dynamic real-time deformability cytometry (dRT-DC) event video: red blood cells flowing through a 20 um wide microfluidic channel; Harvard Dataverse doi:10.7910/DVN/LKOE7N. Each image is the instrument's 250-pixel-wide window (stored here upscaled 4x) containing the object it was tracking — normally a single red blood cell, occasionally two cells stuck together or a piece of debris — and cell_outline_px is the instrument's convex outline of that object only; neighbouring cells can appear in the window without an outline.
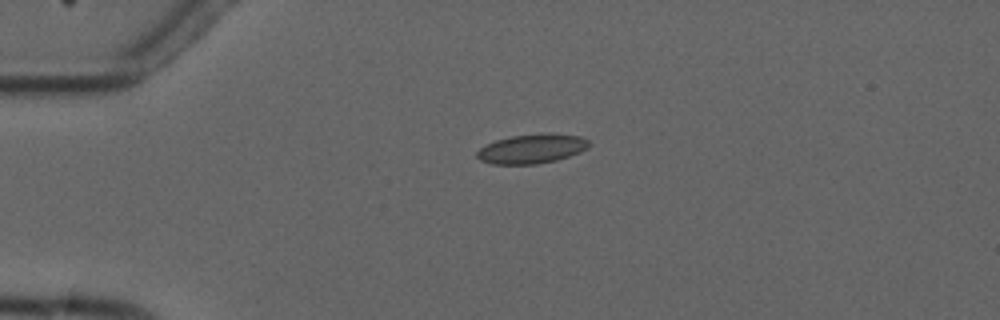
{"species": "common noctule bat (a hibernating species)", "species_latin": "Nyctalus noctula", "temperature_condition": "cold", "stored_images_in_passage": 3, "camera_frame_rate_fps": 3000, "um_per_image_px": 0.085, "animal": {"sex": "male", "forearm_length_mm": 52.5}, "frame": {"image": 1, "passage_image": 3, "time_ms": 2.333, "image_size_px": [1000, 320], "cell_outline_px": [[588, 148], [580, 152], [556, 160], [536, 164], [492, 164], [480, 160], [476, 156], [476, 152], [480, 148], [496, 140], [512, 136], [544, 132], [552, 132], [580, 136], [588, 140]], "centroid_in_image_um": [45.21, 12.63], "position_along_channel_um": 39.8, "area_um2": 19.25}}